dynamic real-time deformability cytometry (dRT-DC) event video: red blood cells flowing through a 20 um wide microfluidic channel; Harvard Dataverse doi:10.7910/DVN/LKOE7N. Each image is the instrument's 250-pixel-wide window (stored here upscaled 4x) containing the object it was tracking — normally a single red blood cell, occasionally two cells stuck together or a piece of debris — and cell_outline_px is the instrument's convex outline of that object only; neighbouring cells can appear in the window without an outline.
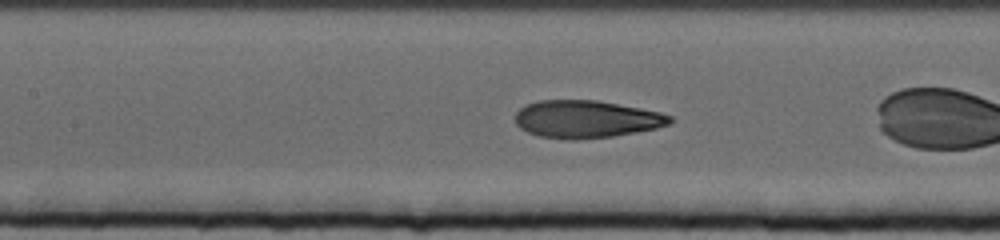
{"species": "human", "species_latin": "Homo sapiens", "temperature_condition": "cold", "stored_images_in_passage": 48, "camera_frame_rate_fps": 3000, "um_per_image_px": 0.085, "donor": {"sex": "female"}, "frame": {"image": 1, "passage_image": 26, "time_ms": 8.333, "image_size_px": [1000, 240], "cell_outline_px": [[676, 120], [668, 124], [656, 128], [636, 132], [612, 136], [576, 140], [568, 140], [540, 136], [528, 132], [520, 128], [516, 124], [516, 112], [520, 108], [528, 104], [540, 100], [596, 100], [640, 108], [660, 112], [672, 116]], "centroid_in_image_um": [49.85, 10.13], "position_along_channel_um": 157.6, "area_um2": 33.81}}
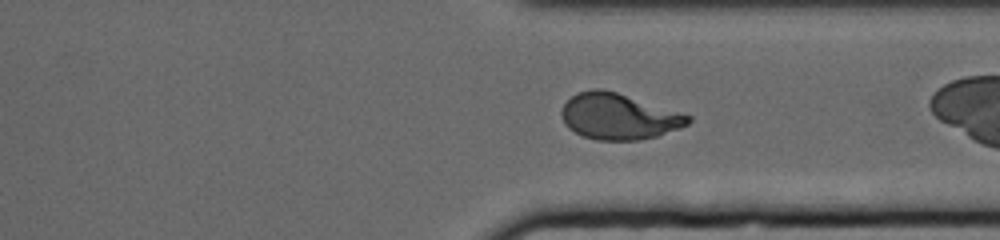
{"frame": {"image": 2, "passage_image": 45, "time_ms": 14.667, "image_size_px": [1000, 240], "cell_outline_px": [[692, 120], [688, 124], [680, 128], [656, 136], [640, 140], [596, 140], [584, 136], [568, 128], [564, 124], [560, 112], [564, 104], [576, 92], [592, 88], [600, 88], [616, 92], [692, 116]], "centroid_in_image_um": [52.56, 9.9], "position_along_channel_um": 358.8, "area_um2": 33.81}}